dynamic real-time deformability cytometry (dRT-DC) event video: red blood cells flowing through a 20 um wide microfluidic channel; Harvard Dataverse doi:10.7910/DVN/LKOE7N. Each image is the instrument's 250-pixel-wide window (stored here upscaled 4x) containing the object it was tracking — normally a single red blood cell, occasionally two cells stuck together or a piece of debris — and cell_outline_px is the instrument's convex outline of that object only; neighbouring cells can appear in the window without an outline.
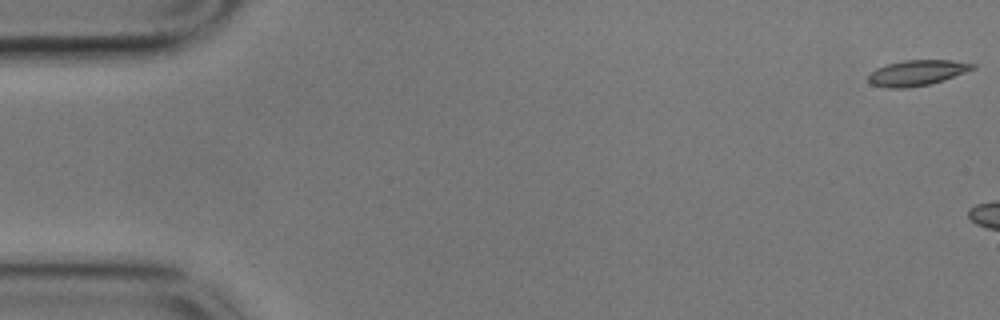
{"species": "common noctule bat (a hibernating species)", "species_latin": "Nyctalus noctula", "temperature_condition": "cold", "stored_images_in_passage": 6, "camera_frame_rate_fps": 3000, "um_per_image_px": 0.085, "animal": {"sex": "male", "body_mass_g": 17.9}, "frame": {"image": 1, "passage_image": 1, "time_ms": 0.0, "image_size_px": [1000, 320], "cell_outline_px": [[976, 68], [944, 80], [928, 84], [908, 88], [888, 88], [872, 84], [868, 80], [868, 76], [876, 68], [888, 64], [904, 60], [952, 60], [976, 64]], "centroid_in_image_um": [77.96, 6.19], "position_along_channel_um": 7.0, "area_um2": 15.43}}